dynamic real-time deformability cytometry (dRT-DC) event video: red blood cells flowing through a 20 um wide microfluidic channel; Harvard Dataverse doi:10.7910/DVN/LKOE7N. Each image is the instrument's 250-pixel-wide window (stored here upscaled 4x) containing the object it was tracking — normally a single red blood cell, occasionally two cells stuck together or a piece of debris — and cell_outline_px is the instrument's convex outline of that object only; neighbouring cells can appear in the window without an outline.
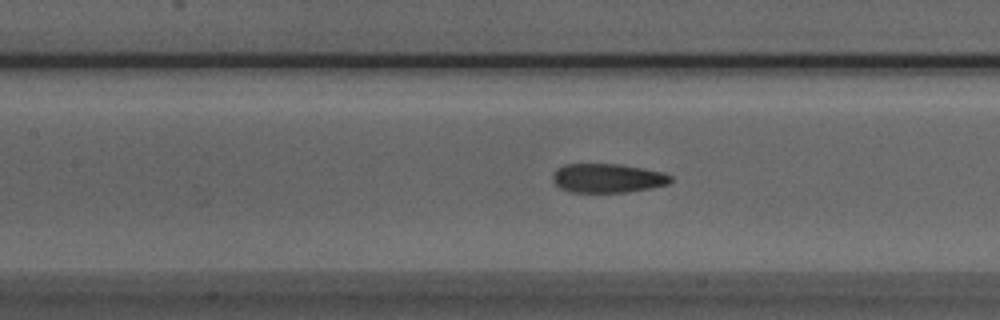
{"species": "Egyptian fruit bat (a non-hibernating species)", "species_latin": "Rousettus aegyptiacus", "temperature_condition": "room temperature", "stored_images_in_passage": 36, "camera_frame_rate_fps": 3000, "um_per_image_px": 0.085, "animal": {"sex": "male"}, "frame": {"image": 1, "passage_image": 16, "time_ms": 5.0, "image_size_px": [1000, 320], "cell_outline_px": [[672, 180], [668, 184], [652, 188], [628, 192], [568, 192], [560, 188], [552, 180], [552, 172], [556, 168], [564, 164], [616, 164], [664, 172], [672, 176]], "centroid_in_image_um": [51.61, 15.15], "position_along_channel_um": 155.8, "area_um2": 20.11}}
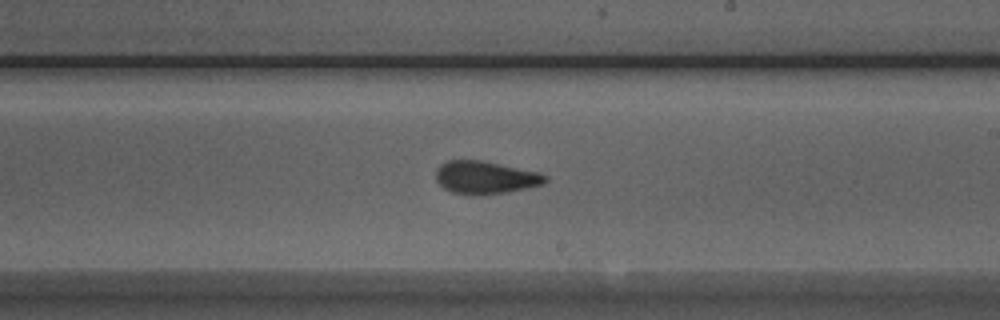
{"frame": {"image": 2, "passage_image": 23, "time_ms": 7.333, "image_size_px": [1000, 320], "cell_outline_px": [[548, 180], [544, 184], [508, 192], [472, 196], [452, 192], [444, 188], [436, 180], [436, 168], [440, 164], [448, 160], [480, 160], [536, 172], [548, 176]], "centroid_in_image_um": [41.22, 15.1], "position_along_channel_um": 247.8, "area_um2": 20.87}}
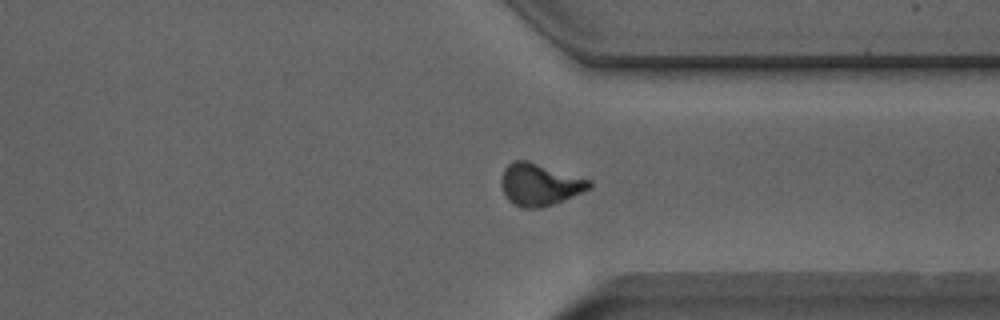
{"frame": {"image": 3, "passage_image": 32, "time_ms": 10.333, "image_size_px": [1000, 320], "cell_outline_px": [[592, 184], [588, 188], [564, 200], [540, 208], [520, 208], [512, 204], [504, 196], [500, 184], [500, 180], [504, 168], [508, 164], [516, 160], [528, 160], [592, 180]], "centroid_in_image_um": [45.81, 15.68], "position_along_channel_um": 365.6, "area_um2": 21.73}}